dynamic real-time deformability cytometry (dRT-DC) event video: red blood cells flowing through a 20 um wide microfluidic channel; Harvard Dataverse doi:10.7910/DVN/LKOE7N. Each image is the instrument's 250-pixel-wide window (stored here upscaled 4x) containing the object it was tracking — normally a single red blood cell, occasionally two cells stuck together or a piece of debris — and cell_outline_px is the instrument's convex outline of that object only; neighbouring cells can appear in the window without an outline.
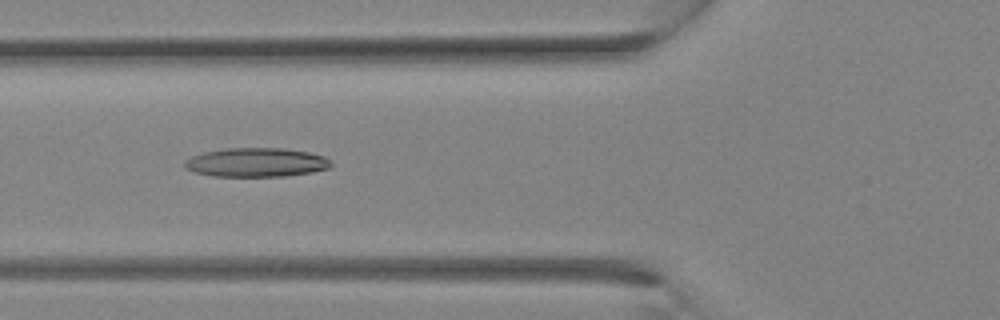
{"species": "Egyptian fruit bat (a non-hibernating species)", "species_latin": "Rousettus aegyptiacus", "temperature_condition": "room temperature", "stored_images_in_passage": 13, "camera_frame_rate_fps": 3000, "um_per_image_px": 0.085, "animal": {"sex": "female"}, "frame": {"image": 1, "passage_image": 8, "time_ms": 2.333, "image_size_px": [1000, 320], "cell_outline_px": [[332, 164], [328, 168], [312, 172], [284, 176], [212, 176], [192, 172], [184, 168], [184, 160], [192, 156], [204, 152], [224, 148], [284, 148], [308, 152], [324, 156]], "centroid_in_image_um": [21.73, 13.8], "position_along_channel_um": 104.1, "area_um2": 24.8}}
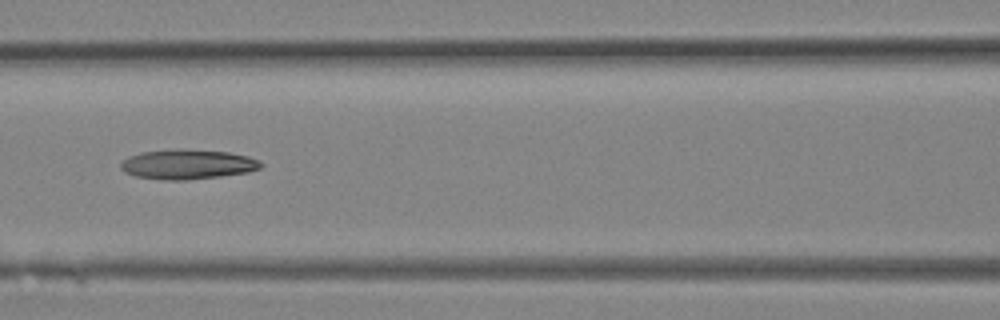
{"frame": {"image": 2, "passage_image": 10, "time_ms": 3.0, "image_size_px": [1000, 320], "cell_outline_px": [[264, 164], [260, 168], [248, 172], [220, 176], [184, 180], [160, 180], [136, 176], [124, 172], [120, 168], [120, 164], [128, 156], [140, 152], [176, 148], [180, 148], [228, 152], [248, 156], [260, 160]], "centroid_in_image_um": [15.93, 13.95], "position_along_channel_um": 150.7, "area_um2": 24.57}}
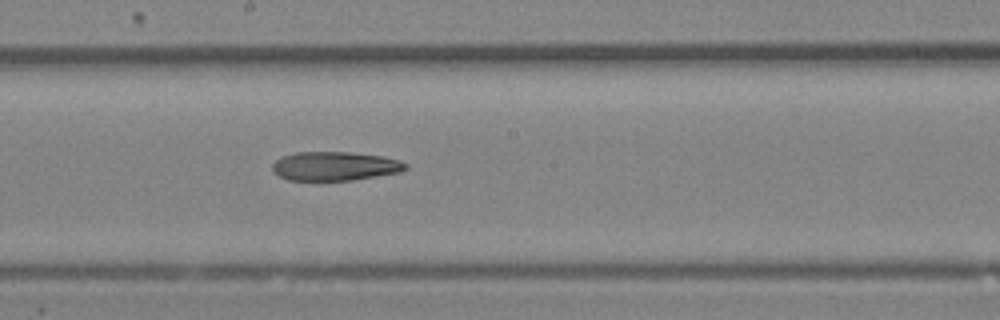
{"frame": {"image": 3, "passage_image": 13, "time_ms": 4.0, "image_size_px": [1000, 320], "cell_outline_px": [[408, 168], [400, 172], [352, 180], [288, 180], [272, 172], [272, 164], [276, 160], [284, 156], [296, 152], [348, 152], [384, 156], [400, 160], [408, 164]], "centroid_in_image_um": [28.48, 14.12], "position_along_channel_um": 219.7, "area_um2": 22.48}}